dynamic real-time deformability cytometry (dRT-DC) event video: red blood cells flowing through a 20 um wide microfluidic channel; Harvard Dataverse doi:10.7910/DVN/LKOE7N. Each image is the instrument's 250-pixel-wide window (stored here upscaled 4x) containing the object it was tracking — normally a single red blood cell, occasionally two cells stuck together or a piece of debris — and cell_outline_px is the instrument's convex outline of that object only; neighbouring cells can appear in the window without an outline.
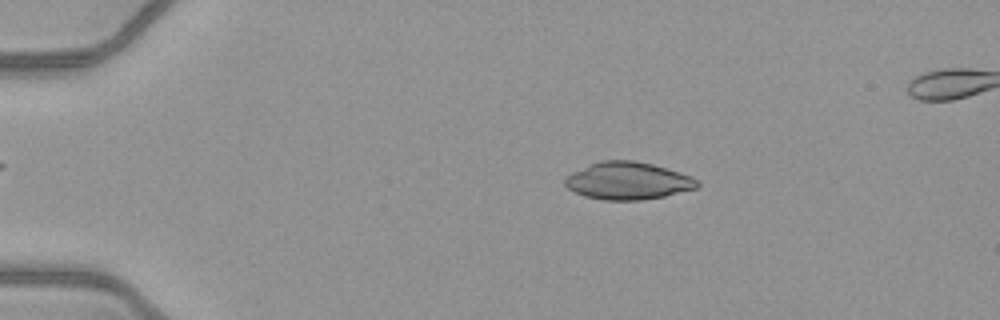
{"species": "common noctule bat (a hibernating species)", "species_latin": "Nyctalus noctula", "temperature_condition": "warm", "stored_images_in_passage": 50, "camera_frame_rate_fps": 3000, "um_per_image_px": 0.085, "animal": {"sex": "female", "body_mass_g": 21.9}, "frame": {"image": 1, "passage_image": 10, "time_ms": 3.0, "image_size_px": [1000, 320], "cell_outline_px": [[700, 184], [696, 188], [664, 196], [640, 200], [604, 200], [584, 196], [568, 188], [564, 184], [564, 180], [572, 172], [600, 160], [632, 160], [652, 164], [680, 172], [692, 176]], "centroid_in_image_um": [53.37, 15.37], "position_along_channel_um": 31.6, "area_um2": 28.67}}
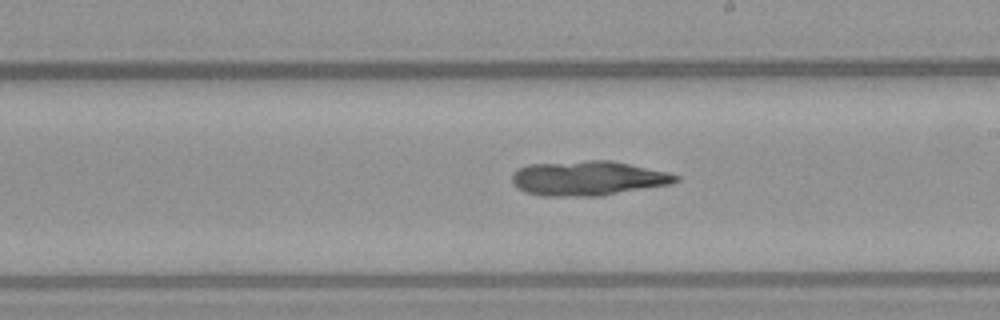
{"frame": {"image": 2, "passage_image": 30, "time_ms": 9.667, "image_size_px": [1000, 320], "cell_outline_px": [[680, 180], [672, 184], [600, 196], [540, 196], [524, 192], [516, 188], [512, 184], [512, 176], [520, 168], [528, 164], [588, 160], [612, 160], [668, 172], [680, 176]], "centroid_in_image_um": [49.99, 15.15], "position_along_channel_um": 239.0, "area_um2": 33.35}}
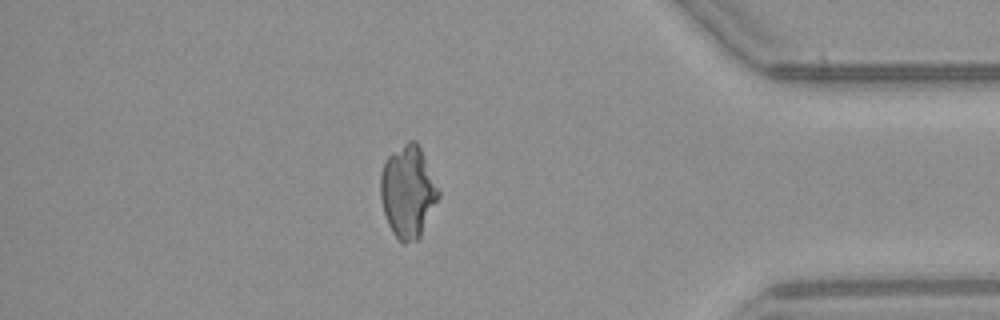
{"frame": {"image": 3, "passage_image": 44, "time_ms": 14.333, "image_size_px": [1000, 320], "cell_outline_px": [[440, 196], [420, 240], [404, 244], [400, 244], [392, 232], [388, 224], [384, 212], [380, 196], [380, 176], [384, 160], [392, 152], [408, 140], [416, 140], [440, 188]], "centroid_in_image_um": [34.69, 16.33], "position_along_channel_um": 400.5, "area_um2": 31.79}}